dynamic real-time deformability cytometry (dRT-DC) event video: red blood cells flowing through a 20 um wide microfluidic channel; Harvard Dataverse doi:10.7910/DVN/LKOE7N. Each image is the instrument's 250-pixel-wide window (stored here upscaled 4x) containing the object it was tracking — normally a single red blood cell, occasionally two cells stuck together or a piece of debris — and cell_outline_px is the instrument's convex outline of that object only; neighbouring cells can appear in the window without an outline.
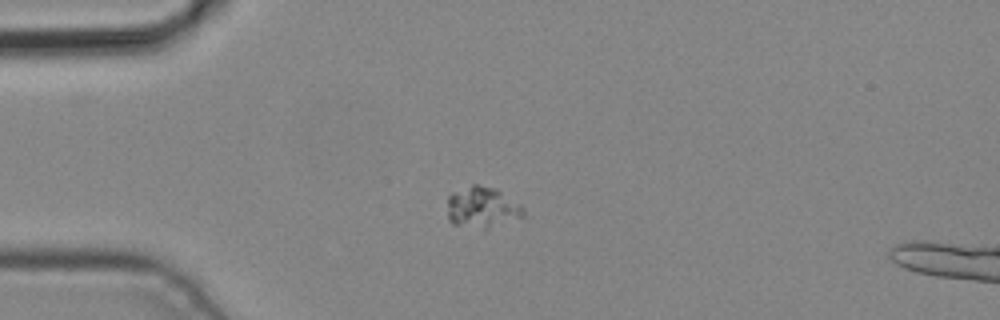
{"species": "common noctule bat (a hibernating species)", "species_latin": "Nyctalus noctula", "temperature_condition": "cold", "stored_images_in_passage": 5, "camera_frame_rate_fps": 3000, "um_per_image_px": 0.085, "animal": {"sex": "male", "body_mass_g": 19.2, "forearm_length_mm": 51.8}, "frame": {"image": 1, "passage_image": 3, "time_ms": 0.667, "image_size_px": [1000, 320], "cell_outline_px": [[524, 216], [484, 232], [452, 224], [448, 220], [448, 196], [452, 192], [472, 184], [476, 184], [496, 188], [520, 204], [524, 208]], "centroid_in_image_um": [40.98, 17.68], "position_along_channel_um": 44.0, "area_um2": 18.96}}